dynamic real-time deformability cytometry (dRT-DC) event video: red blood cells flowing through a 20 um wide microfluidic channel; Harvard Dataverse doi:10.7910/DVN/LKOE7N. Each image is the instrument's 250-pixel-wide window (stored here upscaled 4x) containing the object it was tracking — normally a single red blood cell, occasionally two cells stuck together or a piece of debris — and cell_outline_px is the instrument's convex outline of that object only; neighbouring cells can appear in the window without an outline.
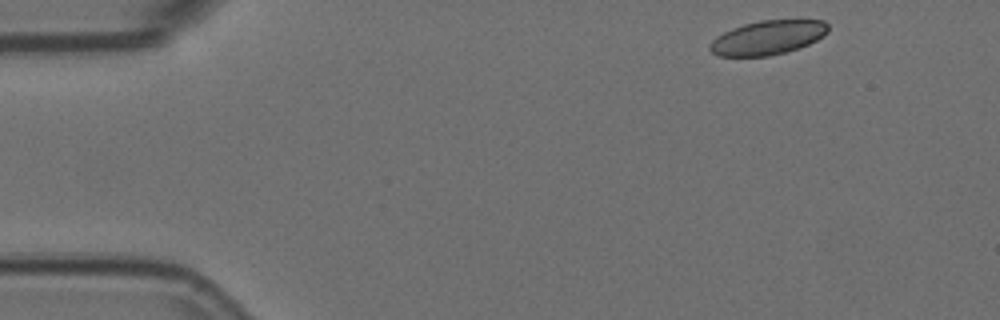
{"species": "Egyptian fruit bat (a non-hibernating species)", "species_latin": "Rousettus aegyptiacus", "temperature_condition": "room temperature", "stored_images_in_passage": 3, "camera_frame_rate_fps": 3000, "um_per_image_px": 0.085, "animal": {"sex": "female"}, "frame": {"image": 1, "passage_image": 1, "time_ms": 0.0, "image_size_px": [1000, 320], "cell_outline_px": [[828, 32], [824, 36], [800, 48], [768, 56], [716, 56], [708, 48], [708, 44], [716, 36], [732, 28], [744, 24], [760, 20], [824, 20], [828, 24]], "centroid_in_image_um": [65.24, 3.19], "position_along_channel_um": 19.8, "area_um2": 23.64}}
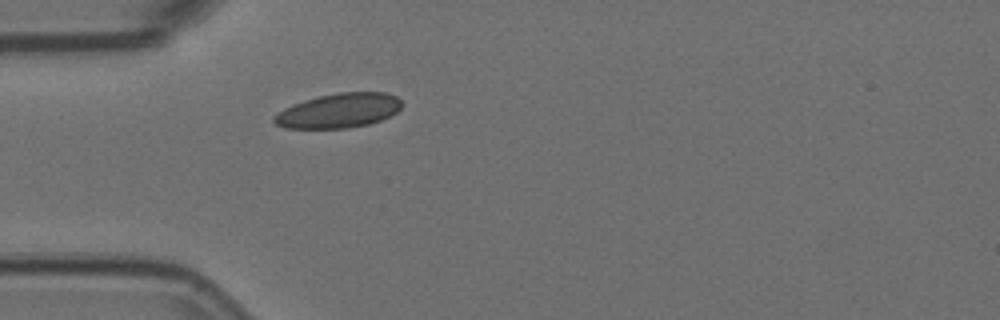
{"frame": {"image": 2, "passage_image": 3, "time_ms": 0.667, "image_size_px": [1000, 320], "cell_outline_px": [[404, 104], [396, 112], [380, 120], [368, 124], [348, 128], [284, 128], [276, 124], [272, 120], [272, 116], [284, 108], [292, 104], [320, 96], [340, 92], [388, 92], [396, 96]], "centroid_in_image_um": [28.79, 9.4], "position_along_channel_um": 56.2, "area_um2": 25.66}}